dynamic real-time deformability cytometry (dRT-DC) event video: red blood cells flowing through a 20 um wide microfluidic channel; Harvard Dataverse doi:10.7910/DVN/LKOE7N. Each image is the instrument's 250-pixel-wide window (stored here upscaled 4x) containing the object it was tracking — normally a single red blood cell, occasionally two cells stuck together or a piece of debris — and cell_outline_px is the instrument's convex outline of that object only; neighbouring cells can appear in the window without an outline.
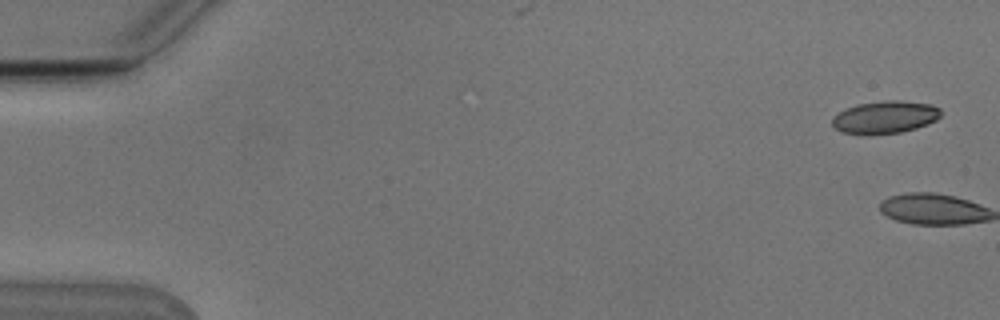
{"species": "Egyptian fruit bat (a non-hibernating species)", "species_latin": "Rousettus aegyptiacus", "temperature_condition": "cold", "stored_images_in_passage": 5, "camera_frame_rate_fps": 3000, "um_per_image_px": 0.085, "animal": {"sex": "male"}, "frame": {"image": 1, "passage_image": 2, "time_ms": 0.333, "image_size_px": [1000, 320], "cell_outline_px": [[940, 116], [936, 120], [928, 124], [916, 128], [900, 132], [844, 132], [836, 128], [832, 124], [832, 116], [844, 108], [856, 104], [884, 100], [896, 100], [932, 104], [940, 108]], "centroid_in_image_um": [75.25, 9.91], "position_along_channel_um": 9.8, "area_um2": 20.11}}